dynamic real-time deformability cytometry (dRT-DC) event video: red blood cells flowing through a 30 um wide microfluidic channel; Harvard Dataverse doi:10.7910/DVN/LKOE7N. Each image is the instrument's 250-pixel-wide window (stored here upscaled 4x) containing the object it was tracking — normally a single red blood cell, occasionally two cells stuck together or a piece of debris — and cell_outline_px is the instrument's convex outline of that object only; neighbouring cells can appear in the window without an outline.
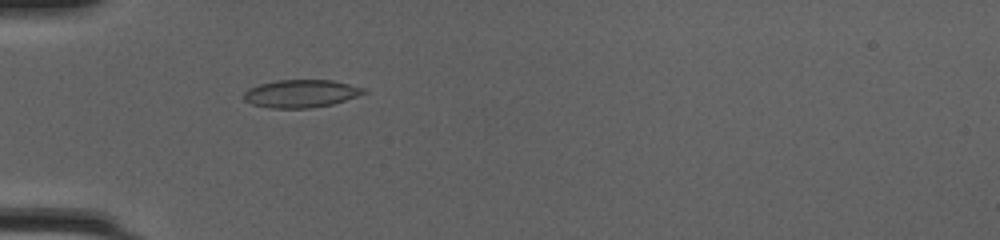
{"species": "common noctule bat (a hibernating species)", "species_latin": "Nyctalus noctula", "temperature_condition": "cold", "stored_images_in_passage": 51, "camera_frame_rate_fps": 3000, "um_per_image_px": 0.085, "animal": {"sex": "female", "body_mass_g": 20.0, "forearm_length_mm": 54.0}, "frame": {"image": 1, "passage_image": 18, "time_ms": 5.667, "image_size_px": [1000, 240], "cell_outline_px": [[368, 92], [332, 104], [308, 108], [268, 108], [252, 104], [244, 100], [244, 92], [248, 88], [260, 84], [276, 80], [332, 80], [364, 88]], "centroid_in_image_um": [25.55, 7.95], "position_along_channel_um": 59.5, "area_um2": 19.31}}
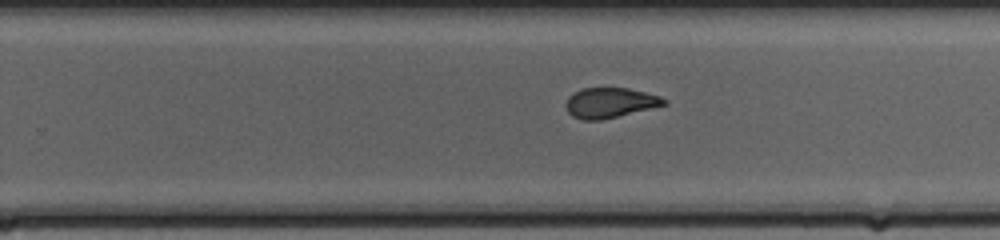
{"frame": {"image": 2, "passage_image": 34, "time_ms": 11.0, "image_size_px": [1000, 240], "cell_outline_px": [[668, 104], [600, 120], [580, 120], [572, 116], [568, 112], [564, 104], [568, 96], [572, 92], [580, 88], [628, 88], [660, 96], [668, 100]], "centroid_in_image_um": [51.8, 8.73], "position_along_channel_um": 278.0, "area_um2": 17.34}}
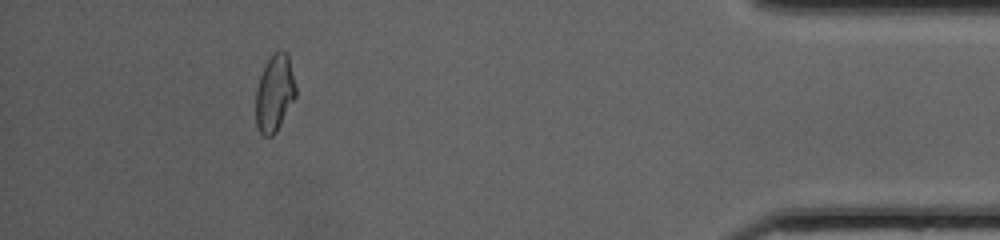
{"frame": {"image": 3, "passage_image": 47, "time_ms": 15.333, "image_size_px": [1000, 240], "cell_outline_px": [[296, 96], [276, 132], [272, 136], [264, 136], [260, 132], [256, 124], [256, 88], [264, 64], [272, 52], [280, 48], [288, 56], [296, 88]], "centroid_in_image_um": [23.32, 7.89], "position_along_channel_um": 411.9, "area_um2": 17.98}, "authors_computed_cell_mechanics": {"area_um2": 18.1492, "velocity_mm_per_s": 4.235, "shape_relaxation_time_tau1_ms": 6.827, "shape_relaxation_time_tau2_ms": 0.7898, "deformation_change_tau1": 0.2033, "deformation_change_tau2": 0.0745}}